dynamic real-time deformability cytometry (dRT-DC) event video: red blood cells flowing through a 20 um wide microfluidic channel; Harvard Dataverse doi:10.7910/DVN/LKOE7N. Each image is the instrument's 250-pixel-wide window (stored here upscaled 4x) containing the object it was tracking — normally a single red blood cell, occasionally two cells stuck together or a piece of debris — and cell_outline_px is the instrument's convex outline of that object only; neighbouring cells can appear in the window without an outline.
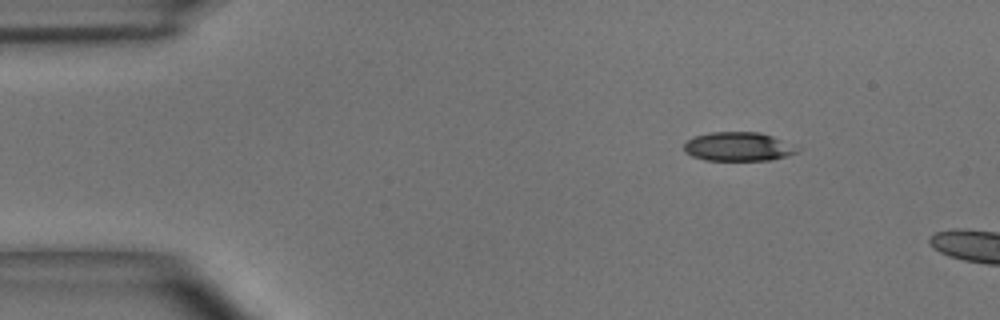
{"species": "common noctule bat (a hibernating species)", "species_latin": "Nyctalus noctula", "temperature_condition": "room temperature", "stored_images_in_passage": 4, "camera_frame_rate_fps": 3000, "um_per_image_px": 0.085, "animal": {"sex": "male", "body_mass_g": 15.6}, "frame": {"image": 1, "passage_image": 1, "time_ms": 0.0, "image_size_px": [1000, 320], "cell_outline_px": [[800, 152], [768, 160], [704, 160], [692, 156], [684, 152], [684, 144], [688, 140], [696, 136], [712, 132], [760, 132], [772, 136], [800, 148]], "centroid_in_image_um": [62.74, 12.46], "position_along_channel_um": 22.3, "area_um2": 18.96}}
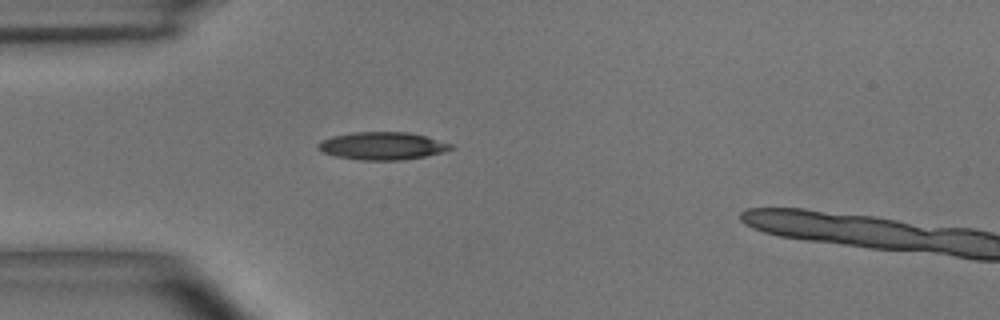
{"frame": {"image": 2, "passage_image": 3, "time_ms": 0.667, "image_size_px": [1000, 320], "cell_outline_px": [[456, 148], [424, 156], [404, 160], [360, 160], [336, 156], [324, 152], [316, 148], [316, 144], [320, 140], [332, 136], [352, 132], [408, 132], [424, 136], [452, 144]], "centroid_in_image_um": [32.45, 12.4], "position_along_channel_um": 52.5, "area_um2": 21.39}}